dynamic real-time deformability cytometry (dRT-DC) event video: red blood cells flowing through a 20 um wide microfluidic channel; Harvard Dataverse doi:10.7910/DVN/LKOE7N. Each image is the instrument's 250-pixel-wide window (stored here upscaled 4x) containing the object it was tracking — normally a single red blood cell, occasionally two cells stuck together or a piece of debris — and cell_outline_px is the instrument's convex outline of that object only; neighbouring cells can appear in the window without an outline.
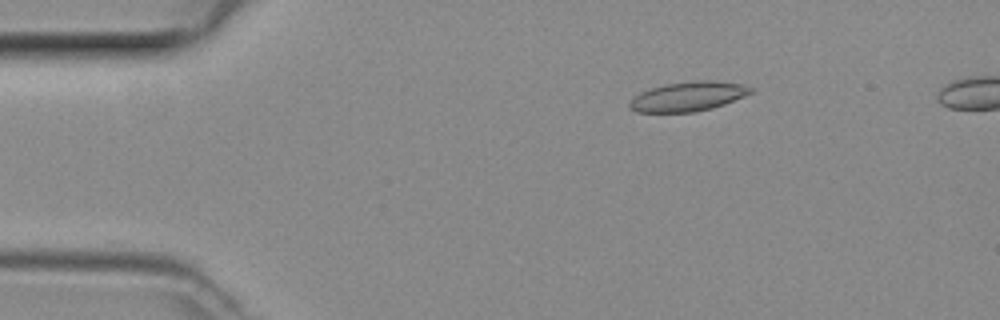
{"species": "common noctule bat (a hibernating species)", "species_latin": "Nyctalus noctula", "temperature_condition": "room temperature", "stored_images_in_passage": 17, "camera_frame_rate_fps": 3000, "um_per_image_px": 0.085, "animal": {"sex": "female", "body_mass_g": 29.2, "forearm_length_mm": 56.3}, "frame": {"image": 1, "passage_image": 1, "time_ms": 0.0, "image_size_px": [1000, 320], "cell_outline_px": [[752, 92], [744, 96], [724, 104], [712, 108], [696, 112], [636, 112], [628, 108], [628, 104], [640, 92], [664, 84], [692, 80], [712, 80], [744, 84], [752, 88]], "centroid_in_image_um": [58.49, 8.19], "position_along_channel_um": 26.5, "area_um2": 20.87}}
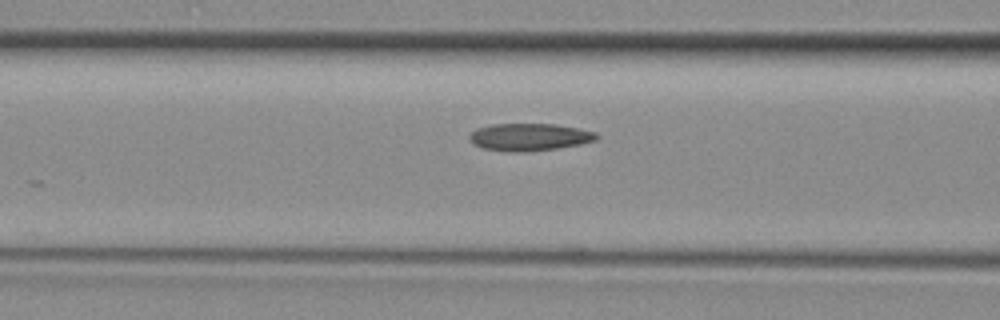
{"frame": {"image": 2, "passage_image": 12, "time_ms": 3.667, "image_size_px": [1000, 320], "cell_outline_px": [[600, 136], [596, 140], [580, 144], [556, 148], [524, 152], [504, 152], [484, 148], [472, 144], [468, 136], [476, 128], [492, 124], [556, 124], [596, 132]], "centroid_in_image_um": [44.97, 11.65], "position_along_channel_um": 121.6, "area_um2": 20.35}}
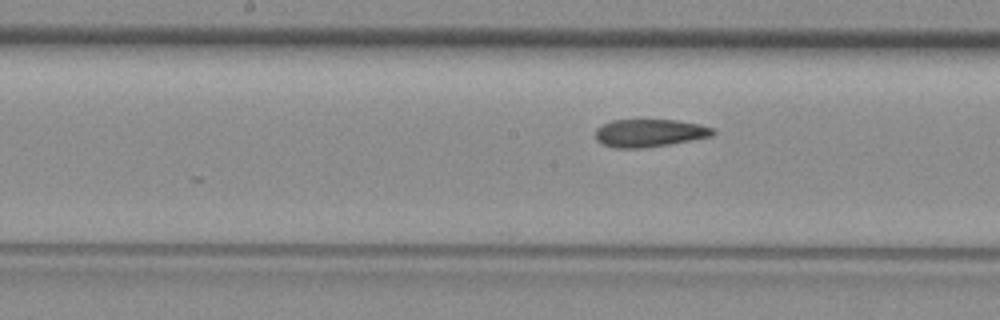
{"frame": {"image": 3, "passage_image": 17, "time_ms": 5.333, "image_size_px": [1000, 320], "cell_outline_px": [[716, 132], [712, 136], [668, 144], [644, 148], [616, 148], [600, 144], [596, 140], [596, 128], [600, 124], [612, 120], [676, 120], [700, 124], [712, 128]], "centroid_in_image_um": [55.16, 11.3], "position_along_channel_um": 193.0, "area_um2": 19.07}}